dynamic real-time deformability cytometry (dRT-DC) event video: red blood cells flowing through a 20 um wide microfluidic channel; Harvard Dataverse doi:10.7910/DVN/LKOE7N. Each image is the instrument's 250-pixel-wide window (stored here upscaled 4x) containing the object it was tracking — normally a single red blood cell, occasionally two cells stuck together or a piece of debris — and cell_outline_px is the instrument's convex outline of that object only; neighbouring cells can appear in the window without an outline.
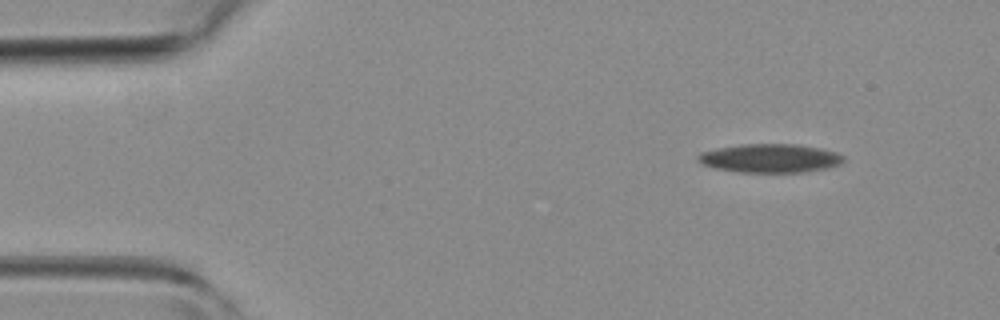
{"species": "common noctule bat (a hibernating species)", "species_latin": "Nyctalus noctula", "temperature_condition": "room temperature", "stored_images_in_passage": 5, "camera_frame_rate_fps": 3000, "um_per_image_px": 0.085, "animal": {"sex": "female", "body_mass_g": 19.3, "forearm_length_mm": 54.1}, "frame": {"image": 1, "passage_image": 1, "time_ms": 0.0, "image_size_px": [1000, 320], "cell_outline_px": [[844, 160], [840, 164], [828, 168], [804, 172], [740, 172], [716, 168], [704, 164], [696, 160], [696, 156], [700, 152], [740, 144], [796, 144], [820, 148], [836, 152], [844, 156]], "centroid_in_image_um": [65.47, 13.45], "position_along_channel_um": 19.5, "area_um2": 24.28}}
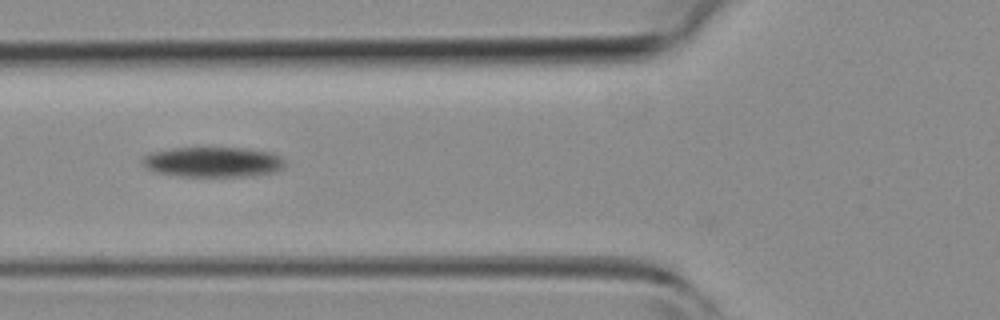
{"frame": {"image": 2, "passage_image": 5, "time_ms": 4.333, "image_size_px": [1000, 320], "cell_outline_px": [[284, 168], [276, 172], [252, 176], [180, 176], [156, 172], [144, 168], [140, 160], [144, 156], [152, 152], [172, 148], [248, 148], [272, 152], [280, 156], [284, 160]], "centroid_in_image_um": [18.11, 13.77], "position_along_channel_um": 107.7, "area_um2": 25.32}}